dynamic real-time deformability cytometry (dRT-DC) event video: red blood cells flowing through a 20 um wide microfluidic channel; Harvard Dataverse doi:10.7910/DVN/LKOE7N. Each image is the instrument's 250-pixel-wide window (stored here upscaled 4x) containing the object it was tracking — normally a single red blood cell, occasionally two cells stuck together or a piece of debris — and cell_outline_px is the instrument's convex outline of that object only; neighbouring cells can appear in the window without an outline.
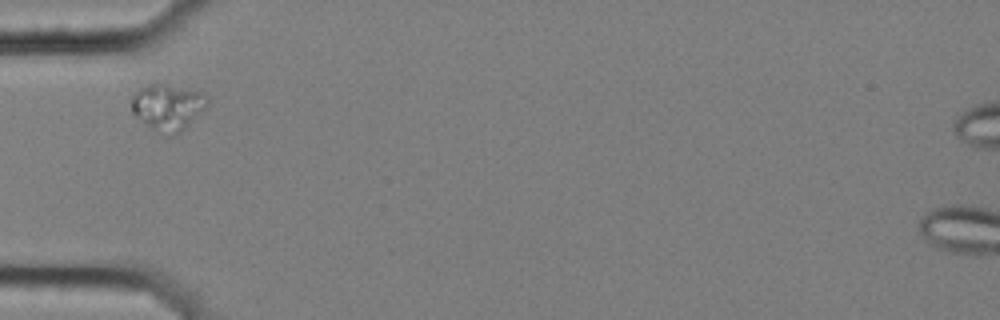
{"species": "common noctule bat (a hibernating species)", "species_latin": "Nyctalus noctula", "temperature_condition": "cold", "stored_images_in_passage": 4, "camera_frame_rate_fps": 3000, "um_per_image_px": 0.085, "animal": {"sex": "female", "body_mass_g": 25.1}, "frame": {"image": 1, "passage_image": 1, "time_ms": 0.0, "image_size_px": [1000, 320], "cell_outline_px": [[208, 100], [204, 108], [180, 132], [172, 136], [168, 136], [152, 128], [136, 116], [132, 112], [132, 96], [140, 88], [152, 84], [156, 84], [204, 92]], "centroid_in_image_um": [14.24, 9.11], "position_along_channel_um": 70.8, "area_um2": 19.65}}
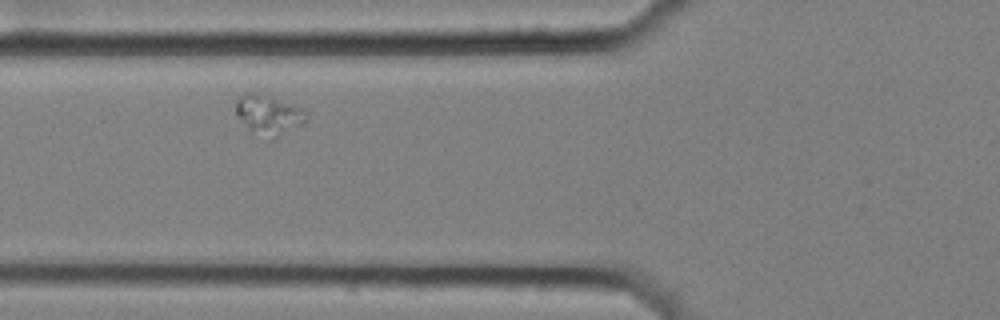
{"frame": {"image": 2, "passage_image": 2, "time_ms": 0.333, "image_size_px": [1000, 320], "cell_outline_px": [[308, 116], [300, 124], [276, 140], [272, 140], [248, 128], [236, 116], [236, 104], [240, 96], [252, 92], [256, 92], [304, 108]], "centroid_in_image_um": [22.85, 9.77], "position_along_channel_um": 103.0, "area_um2": 16.07}}